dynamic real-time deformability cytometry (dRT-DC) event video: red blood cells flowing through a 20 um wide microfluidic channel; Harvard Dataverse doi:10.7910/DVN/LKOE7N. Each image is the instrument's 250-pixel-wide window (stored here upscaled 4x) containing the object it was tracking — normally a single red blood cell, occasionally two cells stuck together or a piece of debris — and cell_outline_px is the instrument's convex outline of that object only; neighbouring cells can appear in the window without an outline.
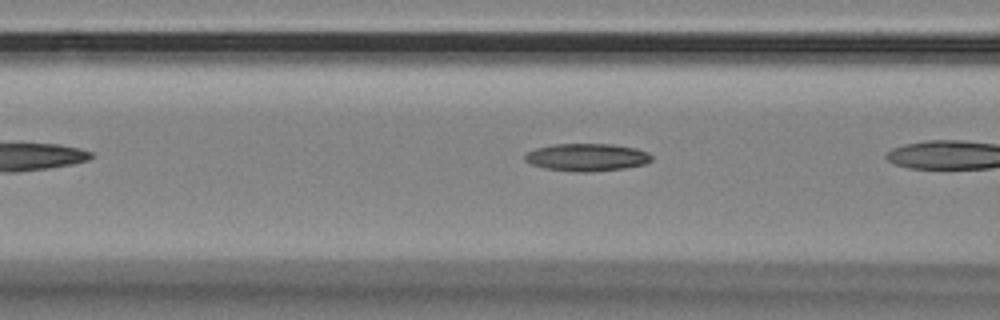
{"species": "Egyptian fruit bat (a non-hibernating species)", "species_latin": "Rousettus aegyptiacus", "temperature_condition": "room temperature", "stored_images_in_passage": 27, "camera_frame_rate_fps": 3000, "um_per_image_px": 0.085, "animal": {"sex": "female"}, "frame": {"image": 1, "passage_image": 5, "time_ms": 1.333, "image_size_px": [1000, 320], "cell_outline_px": [[652, 160], [644, 164], [624, 168], [592, 172], [576, 172], [544, 168], [532, 164], [524, 160], [524, 156], [528, 152], [536, 148], [556, 144], [612, 144], [636, 148], [648, 152], [652, 156]], "centroid_in_image_um": [49.89, 13.37], "position_along_channel_um": 116.7, "area_um2": 20.35}}
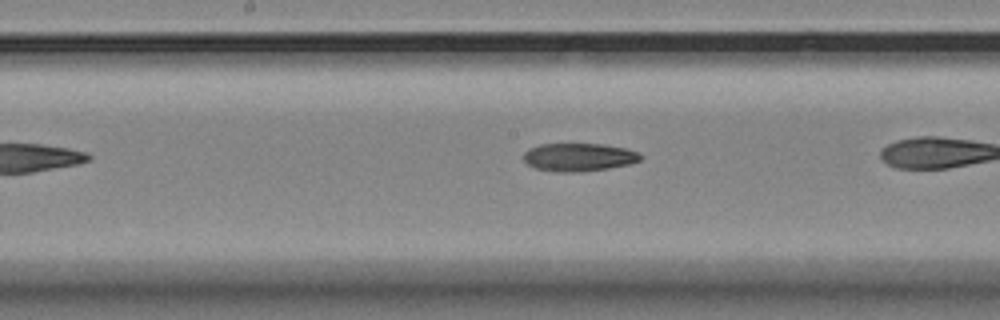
{"frame": {"image": 2, "passage_image": 12, "time_ms": 3.667, "image_size_px": [1000, 320], "cell_outline_px": [[644, 156], [640, 160], [628, 164], [608, 168], [580, 172], [556, 172], [536, 168], [528, 164], [524, 160], [524, 152], [528, 148], [540, 144], [604, 144], [624, 148], [640, 152]], "centroid_in_image_um": [49.21, 13.35], "position_along_channel_um": 199.0, "area_um2": 19.19}}